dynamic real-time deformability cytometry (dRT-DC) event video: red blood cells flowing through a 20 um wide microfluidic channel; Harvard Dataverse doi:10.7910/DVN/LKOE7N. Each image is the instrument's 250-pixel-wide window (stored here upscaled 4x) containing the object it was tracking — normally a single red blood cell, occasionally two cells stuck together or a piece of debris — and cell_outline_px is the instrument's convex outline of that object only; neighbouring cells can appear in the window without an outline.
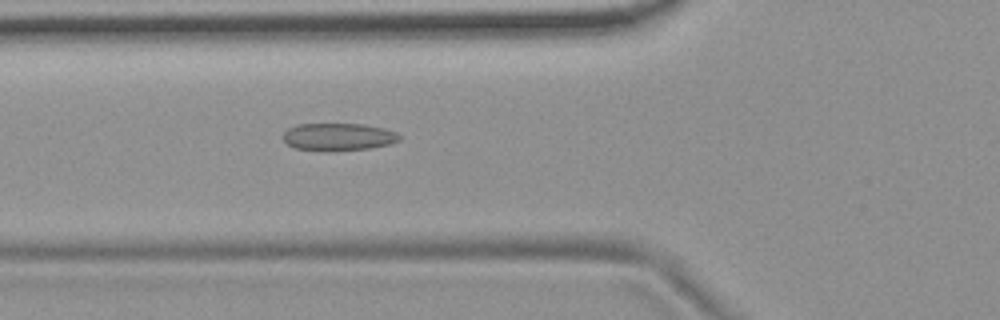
{"species": "common noctule bat (a hibernating species)", "species_latin": "Nyctalus noctula", "temperature_condition": "room temperature", "stored_images_in_passage": 5, "camera_frame_rate_fps": 3000, "um_per_image_px": 0.085, "animal": {"sex": "female", "body_mass_g": 19.9}, "frame": {"image": 1, "passage_image": 5, "time_ms": 4.333, "image_size_px": [1000, 320], "cell_outline_px": [[400, 140], [388, 144], [368, 148], [328, 152], [324, 152], [296, 148], [288, 144], [280, 136], [288, 128], [296, 124], [364, 124], [384, 128], [396, 132], [400, 136]], "centroid_in_image_um": [28.71, 11.64], "position_along_channel_um": 97.1, "area_um2": 18.84}}